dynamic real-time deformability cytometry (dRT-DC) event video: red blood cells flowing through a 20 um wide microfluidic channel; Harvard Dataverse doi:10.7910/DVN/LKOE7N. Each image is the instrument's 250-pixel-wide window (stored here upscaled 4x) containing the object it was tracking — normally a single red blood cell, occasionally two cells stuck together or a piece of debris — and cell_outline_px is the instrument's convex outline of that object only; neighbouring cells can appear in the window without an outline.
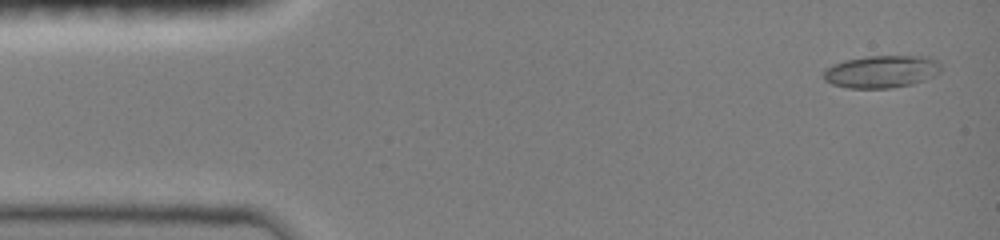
{"species": "common noctule bat (a hibernating species)", "species_latin": "Nyctalus noctula", "temperature_condition": "room temperature", "stored_images_in_passage": 8, "camera_frame_rate_fps": 3000, "um_per_image_px": 0.085, "animal": {"sex": "female", "body_mass_g": 19.0, "forearm_length_mm": 51.5}, "frame": {"image": 1, "passage_image": 2, "time_ms": 0.333, "image_size_px": [1000, 240], "cell_outline_px": [[940, 72], [924, 80], [912, 84], [892, 88], [848, 88], [832, 84], [824, 80], [824, 72], [832, 64], [844, 60], [868, 56], [932, 56], [940, 64]], "centroid_in_image_um": [74.94, 6.08], "position_along_channel_um": 10.1, "area_um2": 22.25}}